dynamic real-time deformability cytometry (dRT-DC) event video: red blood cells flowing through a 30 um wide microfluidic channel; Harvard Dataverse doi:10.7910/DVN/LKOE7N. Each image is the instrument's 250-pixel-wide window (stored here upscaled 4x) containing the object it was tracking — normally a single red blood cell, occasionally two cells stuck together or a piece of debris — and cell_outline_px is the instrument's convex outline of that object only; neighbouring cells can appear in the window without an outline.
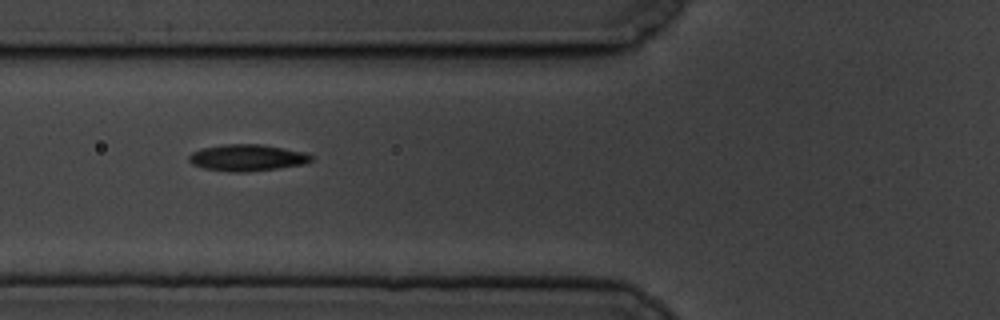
{"species": "common noctule bat (a hibernating species)", "species_latin": "Nyctalus noctula", "temperature_condition": "cold", "stored_images_in_passage": 5, "camera_frame_rate_fps": 3000, "um_per_image_px": 0.085, "animal": {"sex": "male", "body_mass_g": 19.5, "forearm_length_mm": 54.6}, "frame": {"image": 1, "passage_image": 2, "time_ms": 1.0, "image_size_px": [1000, 320], "cell_outline_px": [[312, 160], [304, 164], [276, 168], [244, 172], [236, 172], [204, 168], [192, 164], [188, 160], [188, 156], [192, 152], [204, 148], [224, 144], [260, 144], [308, 152], [312, 156]], "centroid_in_image_um": [21.03, 13.39], "position_along_channel_um": 104.8, "area_um2": 18.79}}
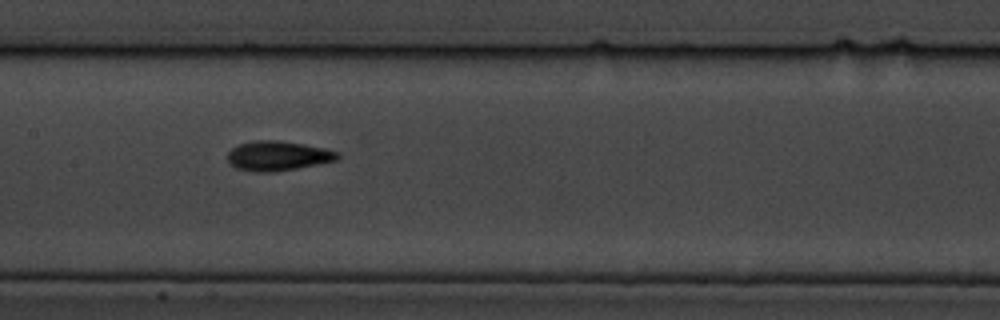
{"frame": {"image": 2, "passage_image": 4, "time_ms": 3.333, "image_size_px": [1000, 320], "cell_outline_px": [[340, 156], [336, 160], [296, 168], [272, 172], [256, 172], [236, 168], [228, 160], [228, 152], [232, 148], [240, 144], [256, 140], [280, 140], [304, 144], [324, 148], [340, 152]], "centroid_in_image_um": [23.62, 13.24], "position_along_channel_um": 183.8, "area_um2": 18.84}}
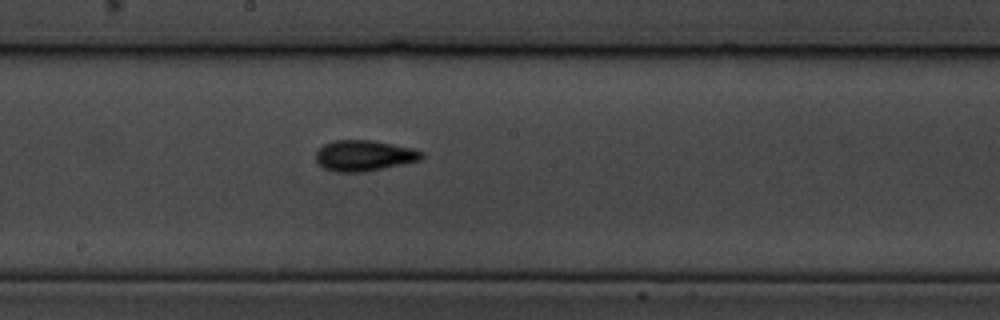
{"frame": {"image": 3, "passage_image": 5, "time_ms": 4.333, "image_size_px": [1000, 320], "cell_outline_px": [[424, 156], [420, 160], [364, 172], [336, 172], [324, 168], [316, 164], [316, 152], [324, 144], [332, 140], [372, 140], [412, 148], [424, 152]], "centroid_in_image_um": [30.92, 13.23], "position_along_channel_um": 217.3, "area_um2": 19.02}}